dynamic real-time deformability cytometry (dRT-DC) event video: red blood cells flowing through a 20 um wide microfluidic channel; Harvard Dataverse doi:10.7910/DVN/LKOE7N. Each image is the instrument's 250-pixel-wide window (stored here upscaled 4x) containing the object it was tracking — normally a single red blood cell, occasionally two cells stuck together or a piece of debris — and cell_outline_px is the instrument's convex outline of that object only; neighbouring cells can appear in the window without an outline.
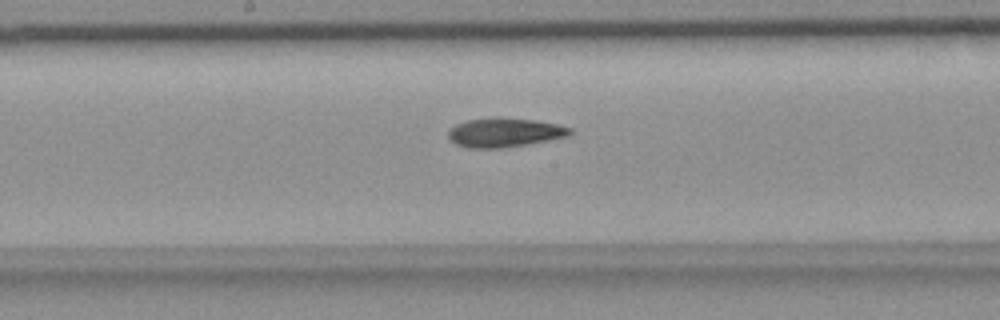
{"species": "common noctule bat (a hibernating species)", "species_latin": "Nyctalus noctula", "temperature_condition": "room temperature", "stored_images_in_passage": 41, "camera_frame_rate_fps": 3000, "um_per_image_px": 0.085, "animal": {"sex": "female", "body_mass_g": 18.4}, "frame": {"image": 1, "passage_image": 20, "time_ms": 6.333, "image_size_px": [1000, 320], "cell_outline_px": [[572, 136], [528, 144], [500, 148], [468, 148], [456, 144], [448, 140], [448, 128], [456, 124], [468, 120], [536, 120], [556, 124], [572, 128]], "centroid_in_image_um": [42.9, 11.31], "position_along_channel_um": 205.3, "area_um2": 20.11}}
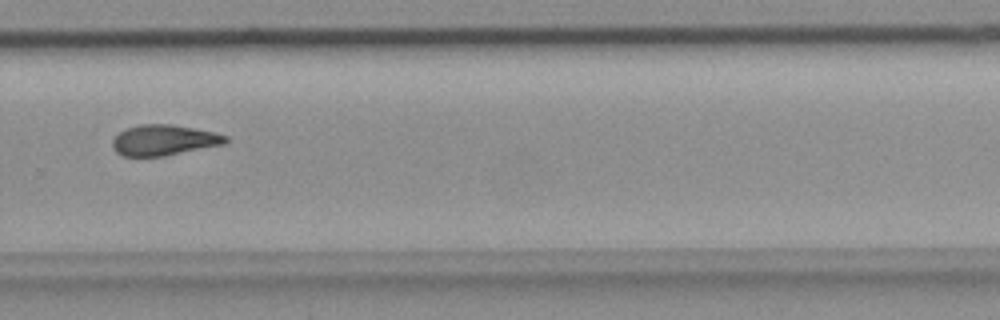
{"frame": {"image": 2, "passage_image": 29, "time_ms": 9.333, "image_size_px": [1000, 320], "cell_outline_px": [[228, 140], [224, 144], [164, 156], [120, 156], [112, 148], [112, 140], [124, 128], [140, 124], [172, 124], [216, 132], [228, 136]], "centroid_in_image_um": [13.91, 11.9], "position_along_channel_um": 315.9, "area_um2": 20.35}}
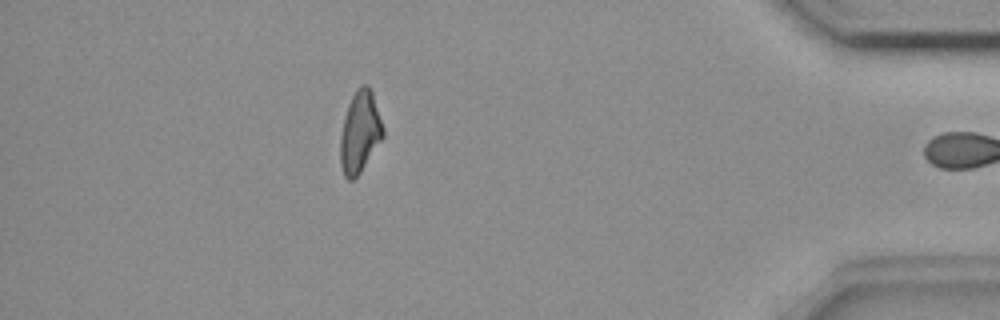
{"frame": {"image": 3, "passage_image": 40, "time_ms": 13.0, "image_size_px": [1000, 320], "cell_outline_px": [[384, 136], [360, 172], [352, 180], [348, 180], [344, 176], [340, 164], [340, 136], [344, 116], [348, 104], [356, 88], [360, 84], [368, 84], [372, 92], [384, 128]], "centroid_in_image_um": [30.58, 11.2], "position_along_channel_um": 404.6, "area_um2": 20.35}, "authors_computed_cell_mechanics": {"area_um2": 20.6346, "velocity_mm_per_s": 3.6945, "shape_relaxation_time_tau1_ms": 11.0246, "shape_relaxation_time_tau2_ms": 6.9979, "deformation_change_tau1": 0.2437, "deformation_change_tau2": 0.1796}}